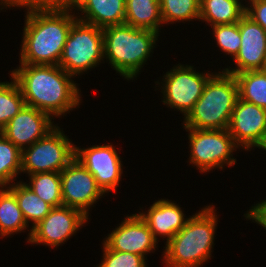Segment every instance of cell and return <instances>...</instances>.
<instances>
[{"label":"cell","instance_id":"6da1fadb","mask_svg":"<svg viewBox=\"0 0 266 267\" xmlns=\"http://www.w3.org/2000/svg\"><path fill=\"white\" fill-rule=\"evenodd\" d=\"M25 9L20 65H58L72 24L73 7L45 6Z\"/></svg>","mask_w":266,"mask_h":267},{"label":"cell","instance_id":"7a4b0ae2","mask_svg":"<svg viewBox=\"0 0 266 267\" xmlns=\"http://www.w3.org/2000/svg\"><path fill=\"white\" fill-rule=\"evenodd\" d=\"M8 74L17 81L26 105L55 120L65 117L82 103L78 83L58 65H18Z\"/></svg>","mask_w":266,"mask_h":267},{"label":"cell","instance_id":"e0dca14e","mask_svg":"<svg viewBox=\"0 0 266 267\" xmlns=\"http://www.w3.org/2000/svg\"><path fill=\"white\" fill-rule=\"evenodd\" d=\"M174 202L168 198H161L153 201V204L145 211L142 209L143 207H140L141 209L139 210L141 211L138 212L148 224L154 238L157 241L162 237V240H166L164 244L171 240L186 225L191 216L187 217L183 213L185 211L182 207L177 202Z\"/></svg>","mask_w":266,"mask_h":267},{"label":"cell","instance_id":"ba28073f","mask_svg":"<svg viewBox=\"0 0 266 267\" xmlns=\"http://www.w3.org/2000/svg\"><path fill=\"white\" fill-rule=\"evenodd\" d=\"M203 71H196L192 64L182 63H176L170 71L167 70L160 76L162 79L155 81L156 87H160L155 91L161 89L163 105L174 111L176 109L185 118L201 97L206 82L215 73V71Z\"/></svg>","mask_w":266,"mask_h":267},{"label":"cell","instance_id":"7c38bea8","mask_svg":"<svg viewBox=\"0 0 266 267\" xmlns=\"http://www.w3.org/2000/svg\"><path fill=\"white\" fill-rule=\"evenodd\" d=\"M60 175L63 206L77 209L91 218L89 211H92V207L96 206L94 204L105 197L93 174L74 158Z\"/></svg>","mask_w":266,"mask_h":267},{"label":"cell","instance_id":"d6a6232c","mask_svg":"<svg viewBox=\"0 0 266 267\" xmlns=\"http://www.w3.org/2000/svg\"><path fill=\"white\" fill-rule=\"evenodd\" d=\"M259 149H262V151H266V138H265V141L264 143L261 145V147Z\"/></svg>","mask_w":266,"mask_h":267},{"label":"cell","instance_id":"2e32d148","mask_svg":"<svg viewBox=\"0 0 266 267\" xmlns=\"http://www.w3.org/2000/svg\"><path fill=\"white\" fill-rule=\"evenodd\" d=\"M57 125L49 114L25 105L0 132L22 151L45 137Z\"/></svg>","mask_w":266,"mask_h":267},{"label":"cell","instance_id":"30bf717a","mask_svg":"<svg viewBox=\"0 0 266 267\" xmlns=\"http://www.w3.org/2000/svg\"><path fill=\"white\" fill-rule=\"evenodd\" d=\"M77 159L96 180L103 193H115L120 187L123 174L122 158L113 143L92 145L87 148L75 146Z\"/></svg>","mask_w":266,"mask_h":267},{"label":"cell","instance_id":"4dcf8cb0","mask_svg":"<svg viewBox=\"0 0 266 267\" xmlns=\"http://www.w3.org/2000/svg\"><path fill=\"white\" fill-rule=\"evenodd\" d=\"M245 13L266 31V0H249Z\"/></svg>","mask_w":266,"mask_h":267},{"label":"cell","instance_id":"d6986e66","mask_svg":"<svg viewBox=\"0 0 266 267\" xmlns=\"http://www.w3.org/2000/svg\"><path fill=\"white\" fill-rule=\"evenodd\" d=\"M124 24L160 34L164 26L159 0H126Z\"/></svg>","mask_w":266,"mask_h":267},{"label":"cell","instance_id":"f1b7e54d","mask_svg":"<svg viewBox=\"0 0 266 267\" xmlns=\"http://www.w3.org/2000/svg\"><path fill=\"white\" fill-rule=\"evenodd\" d=\"M101 263L96 267H149L145 257L129 252L112 250L104 241Z\"/></svg>","mask_w":266,"mask_h":267},{"label":"cell","instance_id":"836d02e7","mask_svg":"<svg viewBox=\"0 0 266 267\" xmlns=\"http://www.w3.org/2000/svg\"><path fill=\"white\" fill-rule=\"evenodd\" d=\"M263 70L266 71V60H265V64H264Z\"/></svg>","mask_w":266,"mask_h":267},{"label":"cell","instance_id":"603a6c76","mask_svg":"<svg viewBox=\"0 0 266 267\" xmlns=\"http://www.w3.org/2000/svg\"><path fill=\"white\" fill-rule=\"evenodd\" d=\"M234 76L239 98L266 110V71L249 70Z\"/></svg>","mask_w":266,"mask_h":267},{"label":"cell","instance_id":"1f68e13d","mask_svg":"<svg viewBox=\"0 0 266 267\" xmlns=\"http://www.w3.org/2000/svg\"><path fill=\"white\" fill-rule=\"evenodd\" d=\"M248 221L258 224L266 230V199L254 203L246 213L243 215Z\"/></svg>","mask_w":266,"mask_h":267},{"label":"cell","instance_id":"277c9868","mask_svg":"<svg viewBox=\"0 0 266 267\" xmlns=\"http://www.w3.org/2000/svg\"><path fill=\"white\" fill-rule=\"evenodd\" d=\"M160 34L127 24L103 28L104 59L123 80L139 77L147 60L158 46Z\"/></svg>","mask_w":266,"mask_h":267},{"label":"cell","instance_id":"5b68a950","mask_svg":"<svg viewBox=\"0 0 266 267\" xmlns=\"http://www.w3.org/2000/svg\"><path fill=\"white\" fill-rule=\"evenodd\" d=\"M219 70L206 82L203 93L194 108L185 118H182V128H228L231 114L239 97L238 84L234 75L226 73L221 68Z\"/></svg>","mask_w":266,"mask_h":267},{"label":"cell","instance_id":"44dd1931","mask_svg":"<svg viewBox=\"0 0 266 267\" xmlns=\"http://www.w3.org/2000/svg\"><path fill=\"white\" fill-rule=\"evenodd\" d=\"M245 10L246 6L239 0H200L199 22L209 27L238 23Z\"/></svg>","mask_w":266,"mask_h":267},{"label":"cell","instance_id":"cb8c5ba5","mask_svg":"<svg viewBox=\"0 0 266 267\" xmlns=\"http://www.w3.org/2000/svg\"><path fill=\"white\" fill-rule=\"evenodd\" d=\"M28 178L25 184L43 201L53 207L63 206L60 172L35 173Z\"/></svg>","mask_w":266,"mask_h":267},{"label":"cell","instance_id":"3957f363","mask_svg":"<svg viewBox=\"0 0 266 267\" xmlns=\"http://www.w3.org/2000/svg\"><path fill=\"white\" fill-rule=\"evenodd\" d=\"M216 211L213 204L199 208L186 225L165 243L161 255L165 267H201L211 260L220 222Z\"/></svg>","mask_w":266,"mask_h":267},{"label":"cell","instance_id":"f546056e","mask_svg":"<svg viewBox=\"0 0 266 267\" xmlns=\"http://www.w3.org/2000/svg\"><path fill=\"white\" fill-rule=\"evenodd\" d=\"M71 0H1V11L7 8L12 10L15 8H28V7H45V6H64L69 5ZM11 7V8H10Z\"/></svg>","mask_w":266,"mask_h":267},{"label":"cell","instance_id":"d4e9b609","mask_svg":"<svg viewBox=\"0 0 266 267\" xmlns=\"http://www.w3.org/2000/svg\"><path fill=\"white\" fill-rule=\"evenodd\" d=\"M22 151L0 132V187L18 181Z\"/></svg>","mask_w":266,"mask_h":267},{"label":"cell","instance_id":"7402d4cb","mask_svg":"<svg viewBox=\"0 0 266 267\" xmlns=\"http://www.w3.org/2000/svg\"><path fill=\"white\" fill-rule=\"evenodd\" d=\"M7 187L15 194L24 219L28 226L29 223L31 224V229L41 222L54 208L37 196L24 181H16Z\"/></svg>","mask_w":266,"mask_h":267},{"label":"cell","instance_id":"ac0fdd59","mask_svg":"<svg viewBox=\"0 0 266 267\" xmlns=\"http://www.w3.org/2000/svg\"><path fill=\"white\" fill-rule=\"evenodd\" d=\"M125 1L71 0L70 5L76 12L78 20L103 29L108 26L124 24Z\"/></svg>","mask_w":266,"mask_h":267},{"label":"cell","instance_id":"8992f818","mask_svg":"<svg viewBox=\"0 0 266 267\" xmlns=\"http://www.w3.org/2000/svg\"><path fill=\"white\" fill-rule=\"evenodd\" d=\"M100 63H105L103 29L77 19L70 28L58 66L79 78Z\"/></svg>","mask_w":266,"mask_h":267},{"label":"cell","instance_id":"4316f807","mask_svg":"<svg viewBox=\"0 0 266 267\" xmlns=\"http://www.w3.org/2000/svg\"><path fill=\"white\" fill-rule=\"evenodd\" d=\"M10 80L0 81V131L26 105L17 81Z\"/></svg>","mask_w":266,"mask_h":267},{"label":"cell","instance_id":"8fae6325","mask_svg":"<svg viewBox=\"0 0 266 267\" xmlns=\"http://www.w3.org/2000/svg\"><path fill=\"white\" fill-rule=\"evenodd\" d=\"M87 216L81 211L68 207H54L51 212L36 226L32 228L31 236L27 243L45 245L49 248H58L65 244L88 222Z\"/></svg>","mask_w":266,"mask_h":267},{"label":"cell","instance_id":"9c48e42d","mask_svg":"<svg viewBox=\"0 0 266 267\" xmlns=\"http://www.w3.org/2000/svg\"><path fill=\"white\" fill-rule=\"evenodd\" d=\"M64 132L57 125L45 137L24 148L21 173L61 172L75 158L76 146Z\"/></svg>","mask_w":266,"mask_h":267},{"label":"cell","instance_id":"9a60e30c","mask_svg":"<svg viewBox=\"0 0 266 267\" xmlns=\"http://www.w3.org/2000/svg\"><path fill=\"white\" fill-rule=\"evenodd\" d=\"M241 46L237 56L232 60V67L223 71L235 75L243 71L263 70L266 60V31L246 13L239 21Z\"/></svg>","mask_w":266,"mask_h":267},{"label":"cell","instance_id":"484cf974","mask_svg":"<svg viewBox=\"0 0 266 267\" xmlns=\"http://www.w3.org/2000/svg\"><path fill=\"white\" fill-rule=\"evenodd\" d=\"M163 25L200 20V0H159Z\"/></svg>","mask_w":266,"mask_h":267},{"label":"cell","instance_id":"4fadbf2b","mask_svg":"<svg viewBox=\"0 0 266 267\" xmlns=\"http://www.w3.org/2000/svg\"><path fill=\"white\" fill-rule=\"evenodd\" d=\"M227 130L240 149H259L266 138V110L238 97Z\"/></svg>","mask_w":266,"mask_h":267},{"label":"cell","instance_id":"ffe728a7","mask_svg":"<svg viewBox=\"0 0 266 267\" xmlns=\"http://www.w3.org/2000/svg\"><path fill=\"white\" fill-rule=\"evenodd\" d=\"M29 227L15 194L7 186L0 187V238H8L27 230L29 232L26 242H28L32 231Z\"/></svg>","mask_w":266,"mask_h":267},{"label":"cell","instance_id":"5bb4252c","mask_svg":"<svg viewBox=\"0 0 266 267\" xmlns=\"http://www.w3.org/2000/svg\"><path fill=\"white\" fill-rule=\"evenodd\" d=\"M102 241L112 250L133 253L146 259L148 254L155 253L159 247L158 241L138 211L135 214H127Z\"/></svg>","mask_w":266,"mask_h":267},{"label":"cell","instance_id":"83f0119b","mask_svg":"<svg viewBox=\"0 0 266 267\" xmlns=\"http://www.w3.org/2000/svg\"><path fill=\"white\" fill-rule=\"evenodd\" d=\"M214 42L217 49L224 52V56L229 55L234 59L241 46V35L239 32V22L232 24L211 26Z\"/></svg>","mask_w":266,"mask_h":267},{"label":"cell","instance_id":"52a82bcc","mask_svg":"<svg viewBox=\"0 0 266 267\" xmlns=\"http://www.w3.org/2000/svg\"><path fill=\"white\" fill-rule=\"evenodd\" d=\"M184 129L188 132L189 165L196 166L201 174L235 166L237 159L233 152L240 148L227 129Z\"/></svg>","mask_w":266,"mask_h":267}]
</instances>
